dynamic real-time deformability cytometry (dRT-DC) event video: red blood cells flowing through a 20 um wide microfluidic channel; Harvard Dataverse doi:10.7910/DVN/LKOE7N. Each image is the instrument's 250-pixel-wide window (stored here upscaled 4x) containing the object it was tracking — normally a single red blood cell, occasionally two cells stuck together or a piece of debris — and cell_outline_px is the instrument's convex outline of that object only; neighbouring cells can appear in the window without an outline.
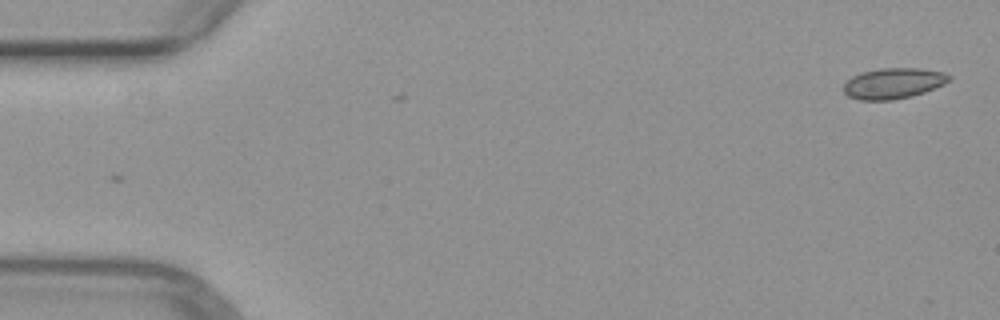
{"species": "common noctule bat (a hibernating species)", "species_latin": "Nyctalus noctula", "temperature_condition": "warm", "stored_images_in_passage": 7, "camera_frame_rate_fps": 3000, "um_per_image_px": 0.085, "animal": {"sex": "female", "body_mass_g": 29.2, "forearm_length_mm": 56.3}, "frame": {"image": 1, "passage_image": 1, "time_ms": 0.0, "image_size_px": [1000, 320], "cell_outline_px": [[952, 76], [944, 84], [924, 92], [912, 96], [892, 100], [860, 100], [848, 96], [844, 92], [844, 84], [852, 76], [860, 72], [880, 68], [920, 68], [944, 72]], "centroid_in_image_um": [75.92, 7.08], "position_along_channel_um": 9.1, "area_um2": 18.9}}
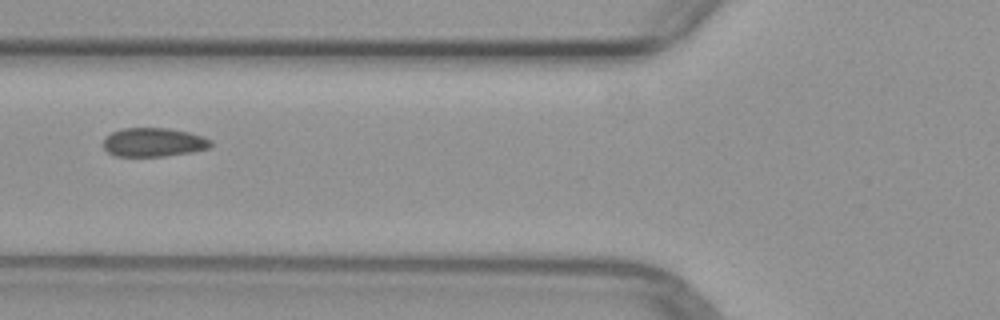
{"frame": {"image": 2, "passage_image": 6, "time_ms": 6.0, "image_size_px": [1000, 320], "cell_outline_px": [[212, 144], [208, 148], [192, 152], [164, 156], [116, 156], [108, 152], [104, 148], [104, 140], [112, 132], [120, 128], [168, 128], [188, 132], [204, 136], [212, 140]], "centroid_in_image_um": [13.08, 12.09], "position_along_channel_um": 112.7, "area_um2": 18.03}}
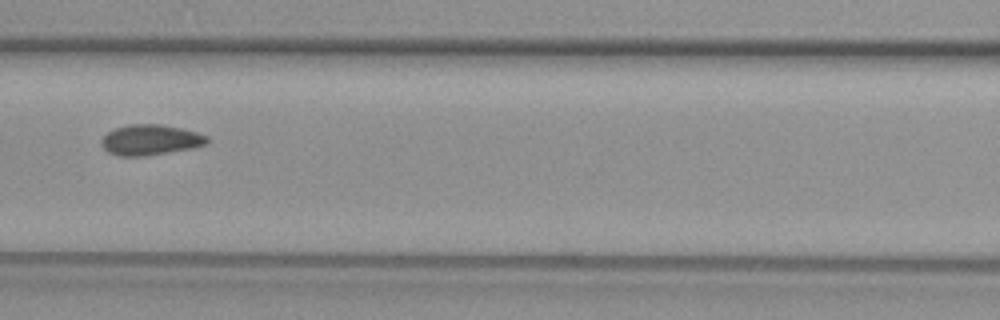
{"frame": {"image": 3, "passage_image": 7, "time_ms": 7.0, "image_size_px": [1000, 320], "cell_outline_px": [[208, 144], [192, 148], [148, 156], [120, 156], [108, 152], [100, 144], [100, 140], [108, 132], [116, 128], [128, 124], [160, 124], [180, 128], [196, 132], [208, 136]], "centroid_in_image_um": [12.78, 11.9], "position_along_channel_um": 153.8, "area_um2": 18.84}}